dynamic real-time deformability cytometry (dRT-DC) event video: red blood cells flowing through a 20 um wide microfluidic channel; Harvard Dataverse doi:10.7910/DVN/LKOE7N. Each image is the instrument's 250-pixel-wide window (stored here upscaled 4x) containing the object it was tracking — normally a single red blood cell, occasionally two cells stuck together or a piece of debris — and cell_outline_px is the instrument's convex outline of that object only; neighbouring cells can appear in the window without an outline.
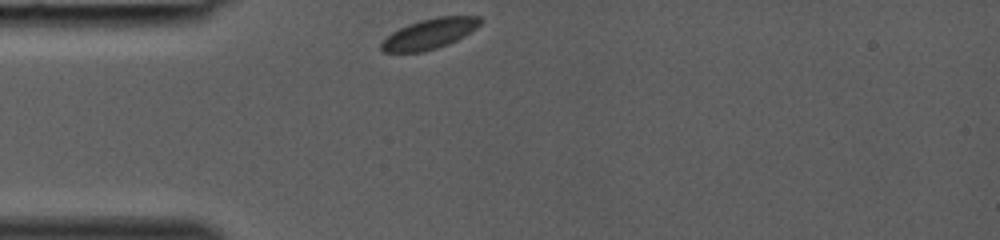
{"species": "common noctule bat (a hibernating species)", "species_latin": "Nyctalus noctula", "temperature_condition": "room temperature", "stored_images_in_passage": 25, "camera_frame_rate_fps": 3000, "um_per_image_px": 0.085, "animal": {"sex": "female", "body_mass_g": 19.0, "forearm_length_mm": 53.3}, "frame": {"image": 1, "passage_image": 1, "time_ms": 0.0, "image_size_px": [1000, 240], "cell_outline_px": [[484, 20], [476, 28], [464, 36], [448, 44], [424, 52], [380, 52], [380, 44], [392, 32], [408, 24], [420, 20], [436, 16], [480, 16]], "centroid_in_image_um": [36.52, 2.86], "position_along_channel_um": 48.5, "area_um2": 17.51}}
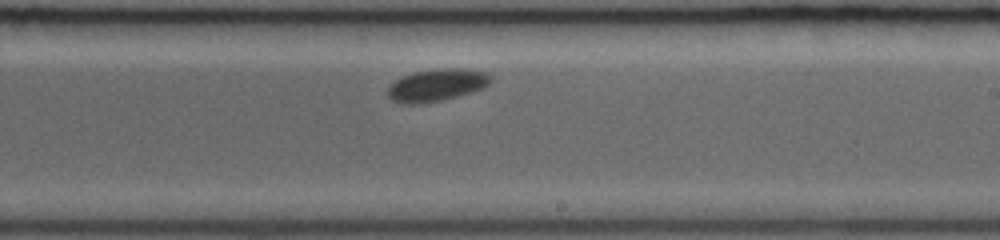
{"frame": {"image": 2, "passage_image": 15, "time_ms": 4.667, "image_size_px": [1000, 240], "cell_outline_px": [[492, 80], [484, 88], [472, 92], [440, 100], [416, 104], [404, 104], [392, 100], [388, 96], [388, 88], [396, 80], [412, 72], [436, 68], [460, 68], [488, 72], [492, 76]], "centroid_in_image_um": [37.15, 7.21], "position_along_channel_um": 251.8, "area_um2": 19.36}}
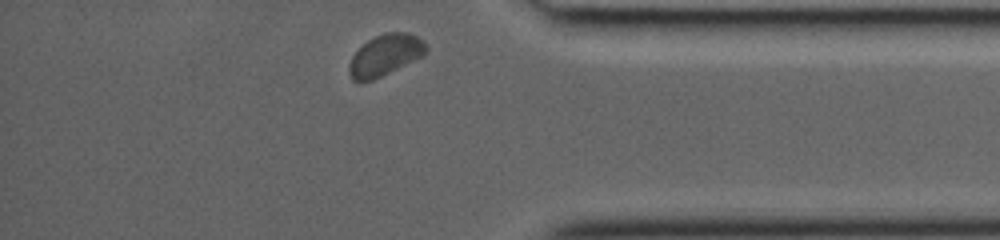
{"frame": {"image": 3, "passage_image": 25, "time_ms": 8.0, "image_size_px": [1000, 240], "cell_outline_px": [[428, 48], [424, 56], [372, 80], [352, 80], [348, 72], [348, 68], [352, 56], [368, 40], [376, 36], [388, 32], [408, 32], [424, 40]], "centroid_in_image_um": [32.78, 4.67], "position_along_channel_um": 402.4, "area_um2": 18.26}}